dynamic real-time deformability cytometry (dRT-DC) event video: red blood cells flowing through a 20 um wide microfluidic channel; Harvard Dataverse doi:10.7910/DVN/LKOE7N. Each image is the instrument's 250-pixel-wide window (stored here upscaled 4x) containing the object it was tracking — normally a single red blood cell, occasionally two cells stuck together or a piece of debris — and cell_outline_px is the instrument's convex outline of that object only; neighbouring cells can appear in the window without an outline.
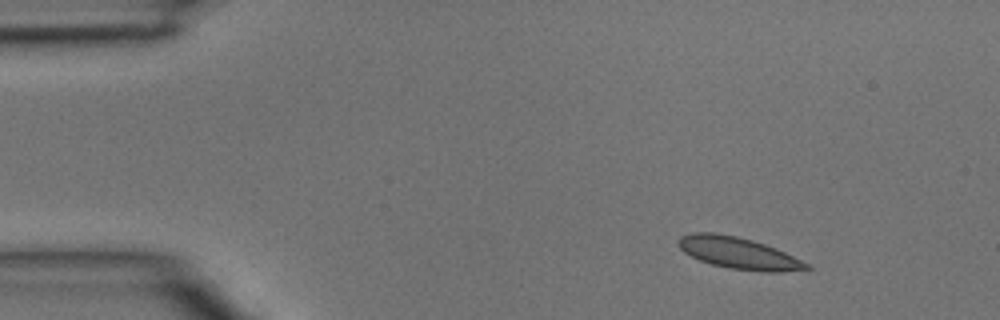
{"species": "common noctule bat (a hibernating species)", "species_latin": "Nyctalus noctula", "temperature_condition": "room temperature", "stored_images_in_passage": 44, "camera_frame_rate_fps": 3000, "um_per_image_px": 0.085, "animal": {"sex": "male", "body_mass_g": 15.6}, "frame": {"image": 1, "passage_image": 5, "time_ms": 1.333, "image_size_px": [1000, 320], "cell_outline_px": [[812, 268], [780, 272], [760, 272], [728, 268], [712, 264], [700, 260], [684, 252], [680, 248], [676, 240], [680, 236], [692, 232], [716, 232], [736, 236], [752, 240], [776, 248], [808, 264]], "centroid_in_image_um": [62.72, 21.5], "position_along_channel_um": 22.3, "area_um2": 23.58}}
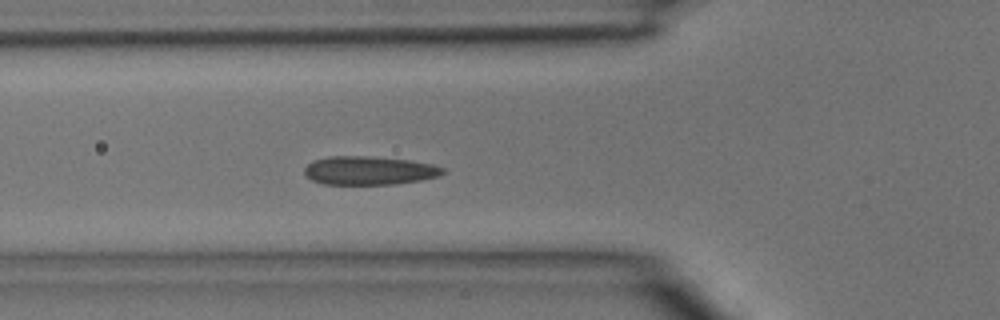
{"frame": {"image": 2, "passage_image": 15, "time_ms": 4.667, "image_size_px": [1000, 320], "cell_outline_px": [[444, 172], [440, 176], [420, 180], [396, 184], [324, 184], [312, 180], [304, 176], [304, 168], [312, 160], [328, 156], [372, 156], [412, 160], [432, 164], [444, 168]], "centroid_in_image_um": [31.36, 14.48], "position_along_channel_um": 94.4, "area_um2": 23.29}}
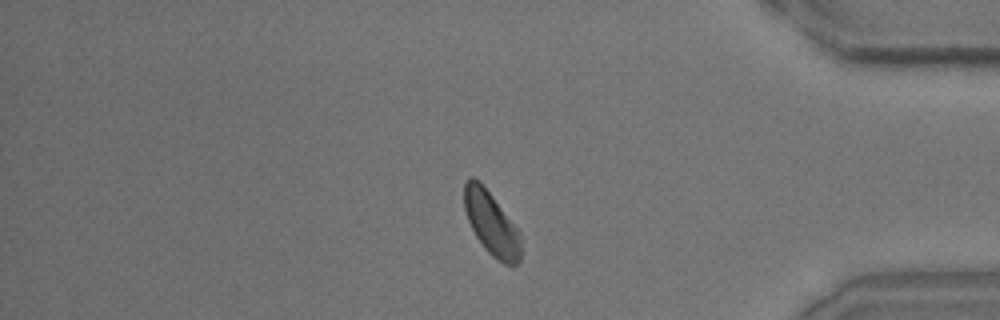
{"frame": {"image": 3, "passage_image": 37, "time_ms": 12.0, "image_size_px": [1000, 320], "cell_outline_px": [[520, 260], [512, 268], [496, 260], [484, 248], [476, 236], [468, 220], [464, 208], [464, 180], [468, 176], [472, 176], [480, 180], [520, 232]], "centroid_in_image_um": [41.75, 18.99], "position_along_channel_um": 393.4, "area_um2": 21.1}}